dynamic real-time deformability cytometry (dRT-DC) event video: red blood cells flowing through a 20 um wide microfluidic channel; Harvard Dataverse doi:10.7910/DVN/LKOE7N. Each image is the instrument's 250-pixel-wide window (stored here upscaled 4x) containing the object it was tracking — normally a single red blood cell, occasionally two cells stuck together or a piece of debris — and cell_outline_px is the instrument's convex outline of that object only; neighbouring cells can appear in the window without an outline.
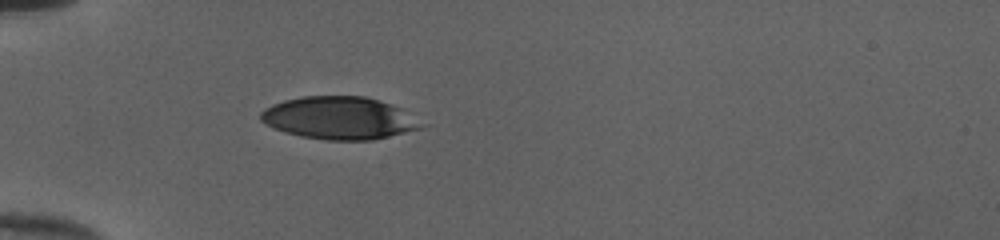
{"species": "human", "species_latin": "Homo sapiens", "temperature_condition": "cold", "stored_images_in_passage": 36, "camera_frame_rate_fps": 3000, "um_per_image_px": 0.085, "donor": {"sex": "female"}, "frame": {"image": 1, "passage_image": 1, "time_ms": 0.0, "image_size_px": [1000, 240], "cell_outline_px": [[428, 124], [420, 128], [372, 140], [328, 140], [300, 136], [284, 132], [260, 120], [260, 112], [264, 108], [272, 104], [284, 100], [304, 96], [364, 96], [380, 100], [404, 108]], "centroid_in_image_um": [28.89, 10.02], "position_along_channel_um": 56.1, "area_um2": 40.11}}
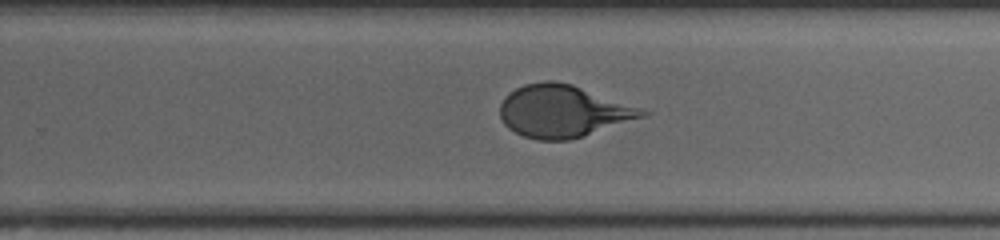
{"frame": {"image": 2, "passage_image": 19, "time_ms": 6.0, "image_size_px": [1000, 240], "cell_outline_px": [[652, 112], [648, 116], [568, 140], [536, 140], [524, 136], [508, 128], [504, 124], [500, 116], [500, 104], [504, 96], [508, 92], [524, 84], [544, 80], [552, 80], [572, 84]], "centroid_in_image_um": [47.84, 9.44], "position_along_channel_um": 282.0, "area_um2": 43.23}}
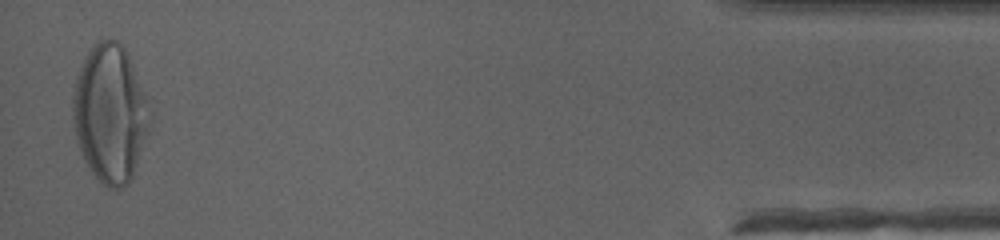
{"frame": {"image": 3, "passage_image": 35, "time_ms": 11.333, "image_size_px": [1000, 240], "cell_outline_px": [[148, 132], [132, 176], [128, 184], [124, 188], [108, 188], [92, 172], [84, 160], [80, 152], [76, 140], [72, 120], [72, 96], [76, 76], [84, 56], [100, 40], [108, 36], [116, 40], [128, 52], [144, 96]], "centroid_in_image_um": [9.29, 9.64], "position_along_channel_um": 425.9, "area_um2": 60.92}, "authors_computed_cell_mechanics": {"area_um2": 43.5523, "velocity_mm_per_s": 4.0306, "shape_relaxation_time_tau1_ms": 5.2804, "shape_relaxation_time_tau2_ms": null, "deformation_change_tau1": 0.2401, "deformation_change_tau2": null}}